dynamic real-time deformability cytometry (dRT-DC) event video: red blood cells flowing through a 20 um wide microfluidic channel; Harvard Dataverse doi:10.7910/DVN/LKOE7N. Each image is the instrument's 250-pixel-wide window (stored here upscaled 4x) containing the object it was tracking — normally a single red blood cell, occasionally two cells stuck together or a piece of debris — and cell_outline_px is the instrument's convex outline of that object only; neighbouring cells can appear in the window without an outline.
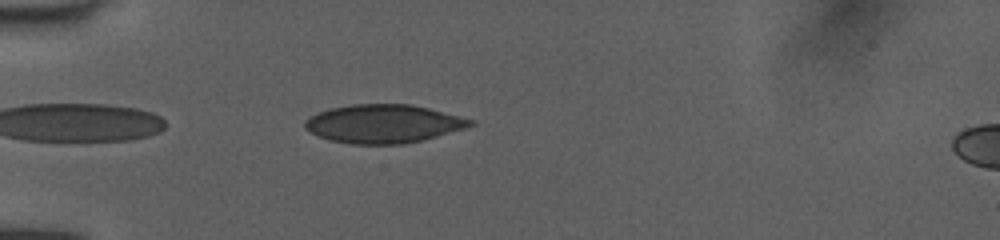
{"species": "human", "species_latin": "Homo sapiens", "temperature_condition": "room temperature", "stored_images_in_passage": 37, "camera_frame_rate_fps": 3000, "um_per_image_px": 0.085, "donor": {"sex": "female"}, "frame": {"image": 1, "passage_image": 2, "time_ms": 0.333, "image_size_px": [1000, 240], "cell_outline_px": [[476, 124], [468, 128], [404, 144], [352, 144], [332, 140], [320, 136], [304, 128], [304, 120], [320, 112], [332, 108], [352, 104], [412, 104], [476, 120]], "centroid_in_image_um": [32.65, 10.51], "position_along_channel_um": 52.4, "area_um2": 36.88}}
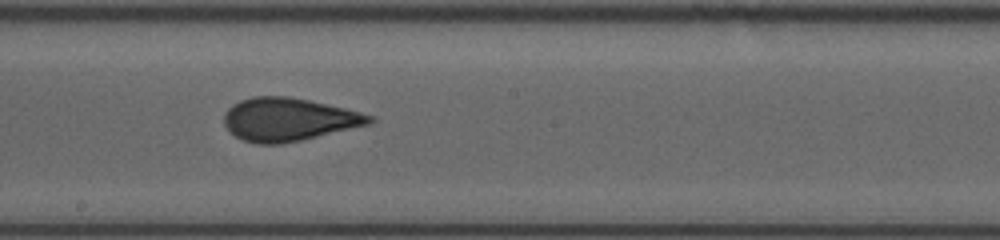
{"frame": {"image": 2, "passage_image": 16, "time_ms": 5.0, "image_size_px": [1000, 240], "cell_outline_px": [[376, 120], [372, 124], [300, 140], [280, 144], [260, 144], [244, 140], [236, 136], [224, 124], [224, 116], [228, 108], [232, 104], [240, 100], [252, 96], [288, 96], [308, 100], [344, 108], [376, 116]], "centroid_in_image_um": [24.56, 10.14], "position_along_channel_um": 223.6, "area_um2": 36.41}}
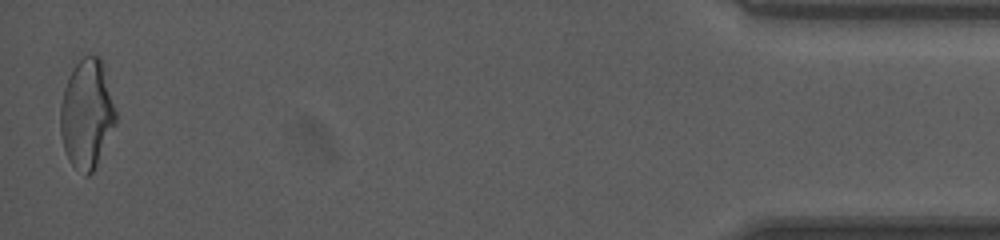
{"frame": {"image": 3, "passage_image": 37, "time_ms": 12.0, "image_size_px": [1000, 240], "cell_outline_px": [[116, 124], [92, 172], [88, 176], [84, 176], [68, 160], [64, 148], [60, 132], [60, 104], [64, 88], [68, 76], [72, 68], [84, 56], [100, 56], [104, 60], [116, 112]], "centroid_in_image_um": [7.38, 9.64], "position_along_channel_um": 427.8, "area_um2": 35.49}, "authors_computed_cell_mechanics": {"area_um2": 35.7782, "velocity_mm_per_s": 4.0542, "shape_relaxation_time_tau1_ms": 7.7496, "shape_relaxation_time_tau2_ms": 1.0051, "deformation_change_tau1": 0.1654, "deformation_change_tau2": 0.0584}}